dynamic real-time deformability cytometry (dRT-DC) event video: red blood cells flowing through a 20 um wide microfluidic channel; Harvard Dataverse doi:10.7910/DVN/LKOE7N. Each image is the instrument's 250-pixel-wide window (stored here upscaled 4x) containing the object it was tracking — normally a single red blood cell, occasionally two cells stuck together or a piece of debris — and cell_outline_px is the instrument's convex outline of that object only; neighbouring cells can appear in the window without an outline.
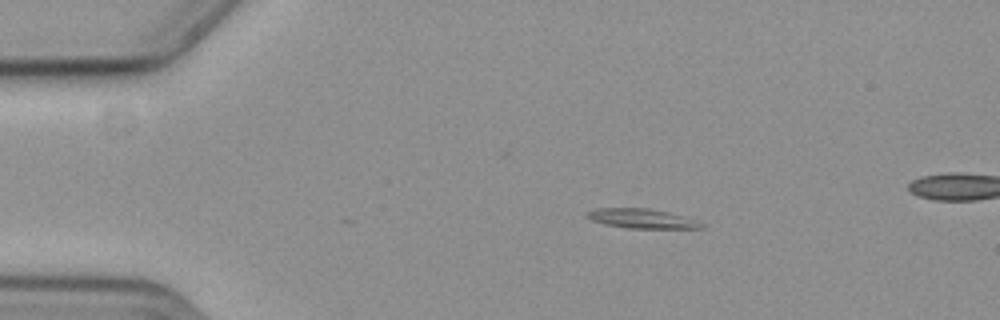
{"species": "common noctule bat (a hibernating species)", "species_latin": "Nyctalus noctula", "temperature_condition": "cold", "stored_images_in_passage": 49, "segment_of_instrument_passage": [1, 2], "camera_frame_rate_fps": 3000, "um_per_image_px": 0.085, "animal": {"sex": "female", "body_mass_g": 19.3, "forearm_length_mm": 54.1}, "frame": {"image": 1, "passage_image": 1, "time_ms": 0.0, "image_size_px": [1000, 320], "cell_outline_px": [[708, 224], [704, 228], [628, 228], [604, 224], [592, 220], [584, 216], [584, 212], [596, 208], [648, 208], [688, 216]], "centroid_in_image_um": [54.61, 18.57], "position_along_channel_um": 30.4, "area_um2": 13.35}}
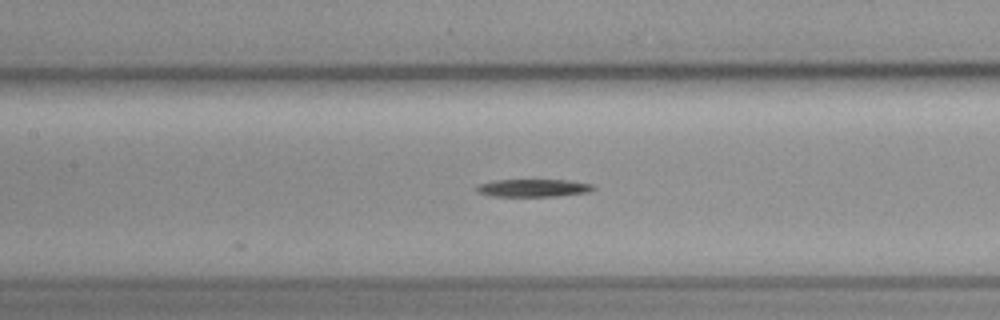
{"frame": {"image": 2, "passage_image": 17, "time_ms": 5.333, "image_size_px": [1000, 320], "cell_outline_px": [[596, 188], [588, 192], [556, 196], [492, 196], [476, 192], [476, 188], [480, 184], [496, 180], [568, 180], [592, 184]], "centroid_in_image_um": [45.34, 15.97], "position_along_channel_um": 162.1, "area_um2": 11.91}}
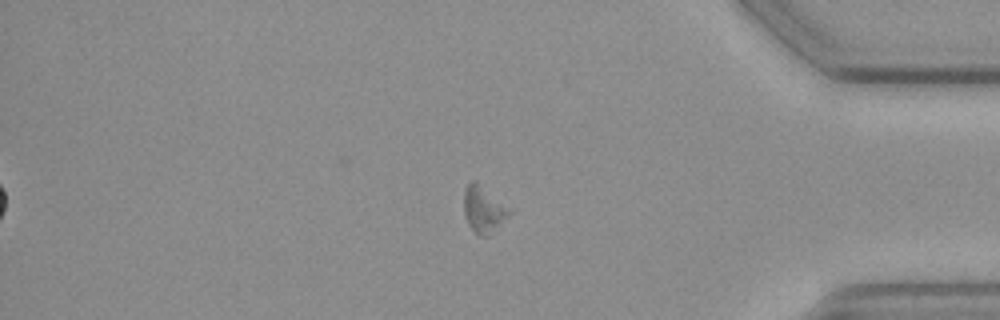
{"frame": {"image": 3, "passage_image": 39, "time_ms": 12.667, "image_size_px": [1000, 320], "cell_outline_px": [[512, 212], [508, 216], [484, 236], [480, 236], [468, 224], [464, 216], [464, 192], [468, 184], [472, 180], [476, 180]], "centroid_in_image_um": [41.04, 17.75], "position_along_channel_um": 394.2, "area_um2": 11.62}}